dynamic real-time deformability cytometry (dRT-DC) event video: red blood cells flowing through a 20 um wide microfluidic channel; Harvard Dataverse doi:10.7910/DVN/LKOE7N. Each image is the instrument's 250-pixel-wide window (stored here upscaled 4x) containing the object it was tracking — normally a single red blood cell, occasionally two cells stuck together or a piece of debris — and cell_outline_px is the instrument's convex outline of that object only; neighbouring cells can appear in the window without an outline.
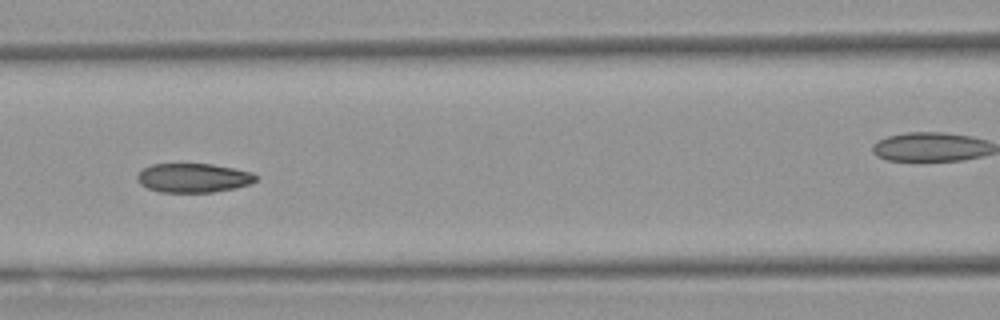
{"species": "Egyptian fruit bat (a non-hibernating species)", "species_latin": "Rousettus aegyptiacus", "temperature_condition": "warm", "stored_images_in_passage": 9, "camera_frame_rate_fps": 3000, "um_per_image_px": 0.085, "animal": {"sex": "female"}, "frame": {"image": 1, "passage_image": 7, "time_ms": 7.0, "image_size_px": [1000, 320], "cell_outline_px": [[256, 180], [252, 184], [236, 188], [212, 192], [160, 192], [148, 188], [140, 184], [136, 180], [136, 176], [144, 168], [152, 164], [212, 164], [252, 172], [256, 176]], "centroid_in_image_um": [16.43, 15.12], "position_along_channel_um": 150.2, "area_um2": 20.11}}